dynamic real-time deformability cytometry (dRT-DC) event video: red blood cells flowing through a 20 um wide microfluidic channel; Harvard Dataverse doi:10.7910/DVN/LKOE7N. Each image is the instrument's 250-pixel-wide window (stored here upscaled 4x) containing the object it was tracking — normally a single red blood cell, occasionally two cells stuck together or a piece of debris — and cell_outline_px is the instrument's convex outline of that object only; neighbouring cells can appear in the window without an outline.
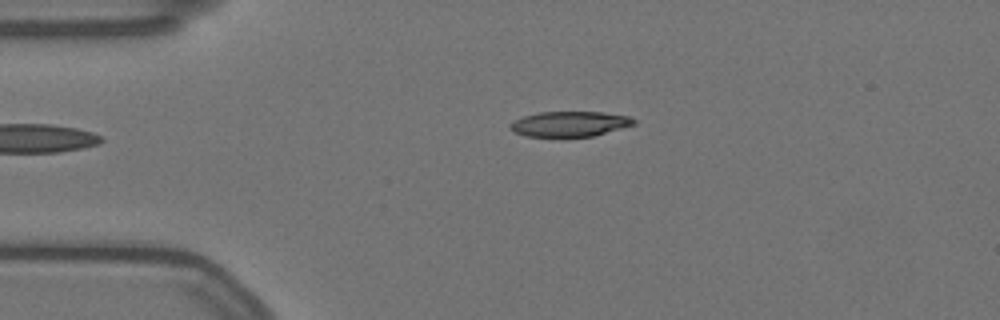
{"species": "Egyptian fruit bat (a non-hibernating species)", "species_latin": "Rousettus aegyptiacus", "temperature_condition": "warm", "stored_images_in_passage": 38, "camera_frame_rate_fps": 3000, "um_per_image_px": 0.085, "animal": {"sex": "female"}, "frame": {"image": 1, "passage_image": 1, "time_ms": 0.0, "image_size_px": [1000, 320], "cell_outline_px": [[636, 124], [592, 136], [524, 136], [508, 128], [508, 124], [512, 120], [524, 116], [540, 112], [604, 112], [628, 116], [636, 120]], "centroid_in_image_um": [48.39, 10.52], "position_along_channel_um": 36.6, "area_um2": 18.09}}
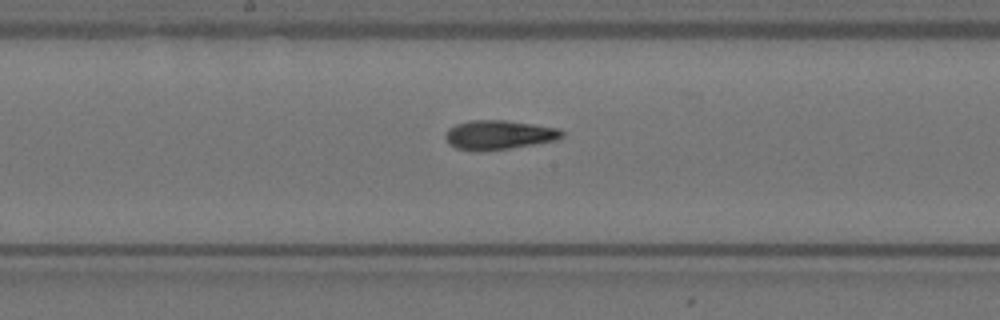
{"frame": {"image": 2, "passage_image": 18, "time_ms": 5.667, "image_size_px": [1000, 320], "cell_outline_px": [[564, 136], [556, 140], [508, 148], [480, 152], [472, 152], [456, 148], [448, 144], [444, 136], [448, 128], [456, 124], [468, 120], [504, 120], [560, 128], [564, 132]], "centroid_in_image_um": [42.35, 11.47], "position_along_channel_um": 205.8, "area_um2": 20.06}}
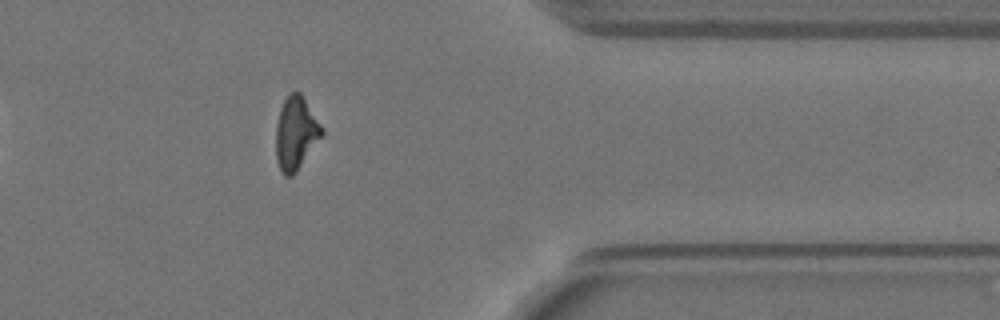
{"frame": {"image": 3, "passage_image": 35, "time_ms": 11.333, "image_size_px": [1000, 320], "cell_outline_px": [[324, 132], [296, 172], [292, 176], [284, 176], [276, 160], [276, 124], [280, 108], [288, 92], [300, 92], [324, 128]], "centroid_in_image_um": [25.13, 11.3], "position_along_channel_um": 386.3, "area_um2": 19.48}, "authors_computed_cell_mechanics": {"area_um2": 19.5942, "velocity_mm_per_s": 3.5132, "shape_relaxation_time_tau1_ms": 6.406, "shape_relaxation_time_tau2_ms": 2.9995, "deformation_change_tau1": 0.2096, "deformation_change_tau2": 0.1115}}